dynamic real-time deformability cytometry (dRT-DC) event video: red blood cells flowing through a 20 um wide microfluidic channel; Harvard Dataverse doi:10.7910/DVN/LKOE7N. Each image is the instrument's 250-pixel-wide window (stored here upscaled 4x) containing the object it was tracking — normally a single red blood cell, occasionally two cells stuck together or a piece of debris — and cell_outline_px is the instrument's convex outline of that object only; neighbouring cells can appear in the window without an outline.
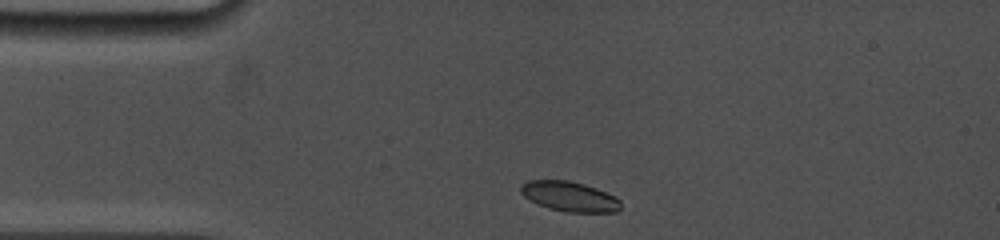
{"species": "common noctule bat (a hibernating species)", "species_latin": "Nyctalus noctula", "temperature_condition": "cold", "stored_images_in_passage": 13, "camera_frame_rate_fps": 5000, "um_per_image_px": 0.085, "animal": {"sex": "female", "body_mass_g": 19.0, "forearm_length_mm": 53.3}, "frame": {"image": 1, "passage_image": 2, "time_ms": 0.2, "image_size_px": [1000, 240], "cell_outline_px": [[620, 208], [616, 212], [568, 212], [548, 208], [524, 196], [520, 192], [520, 184], [528, 180], [568, 180], [584, 184], [596, 188], [616, 196], [620, 200]], "centroid_in_image_um": [48.42, 16.69], "position_along_channel_um": 36.6, "area_um2": 17.4}}
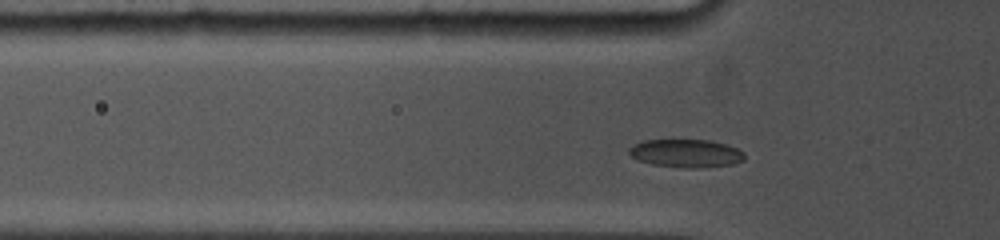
{"frame": {"image": 2, "passage_image": 8, "time_ms": 1.8, "image_size_px": [1000, 240], "cell_outline_px": [[744, 160], [732, 164], [692, 168], [684, 168], [652, 164], [640, 160], [632, 156], [628, 152], [628, 148], [644, 140], [708, 140], [728, 144], [744, 152]], "centroid_in_image_um": [58.33, 13.02], "position_along_channel_um": 67.5, "area_um2": 18.73}}
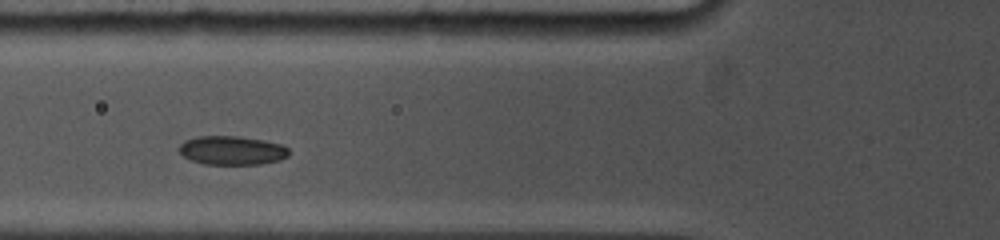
{"frame": {"image": 3, "passage_image": 12, "time_ms": 2.8, "image_size_px": [1000, 240], "cell_outline_px": [[288, 156], [280, 160], [260, 164], [204, 164], [192, 160], [184, 156], [180, 152], [180, 144], [184, 140], [196, 136], [236, 136], [264, 140], [280, 144], [288, 148]], "centroid_in_image_um": [19.71, 12.78], "position_along_channel_um": 106.1, "area_um2": 18.38}}